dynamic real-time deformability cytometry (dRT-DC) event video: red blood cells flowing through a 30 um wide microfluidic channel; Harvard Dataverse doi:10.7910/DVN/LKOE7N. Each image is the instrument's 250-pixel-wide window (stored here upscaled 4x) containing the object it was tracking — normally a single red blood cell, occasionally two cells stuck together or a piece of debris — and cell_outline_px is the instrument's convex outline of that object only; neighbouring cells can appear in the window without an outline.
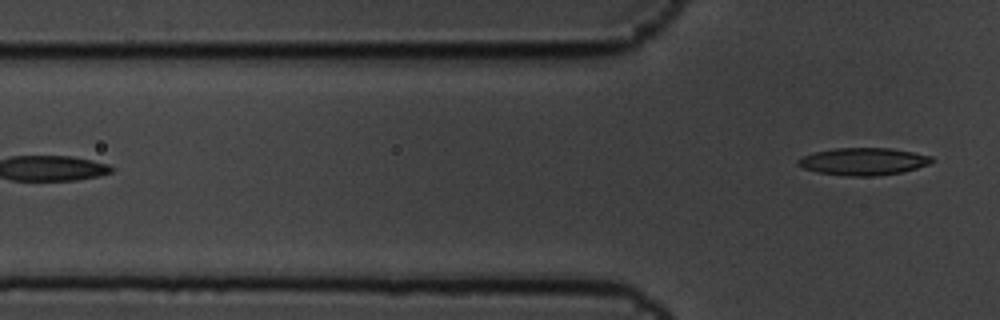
{"species": "common noctule bat (a hibernating species)", "species_latin": "Nyctalus noctula", "temperature_condition": "cold", "stored_images_in_passage": 5, "camera_frame_rate_fps": 3000, "um_per_image_px": 0.085, "animal": {"sex": "male", "body_mass_g": 19.5, "forearm_length_mm": 54.6}, "frame": {"image": 1, "passage_image": 5, "time_ms": 1.333, "image_size_px": [1000, 320], "cell_outline_px": [[936, 160], [928, 164], [916, 168], [900, 172], [872, 176], [848, 176], [816, 172], [804, 168], [796, 164], [796, 160], [804, 156], [816, 152], [832, 148], [892, 148], [932, 156]], "centroid_in_image_um": [73.37, 13.72], "position_along_channel_um": 52.4, "area_um2": 21.21}}